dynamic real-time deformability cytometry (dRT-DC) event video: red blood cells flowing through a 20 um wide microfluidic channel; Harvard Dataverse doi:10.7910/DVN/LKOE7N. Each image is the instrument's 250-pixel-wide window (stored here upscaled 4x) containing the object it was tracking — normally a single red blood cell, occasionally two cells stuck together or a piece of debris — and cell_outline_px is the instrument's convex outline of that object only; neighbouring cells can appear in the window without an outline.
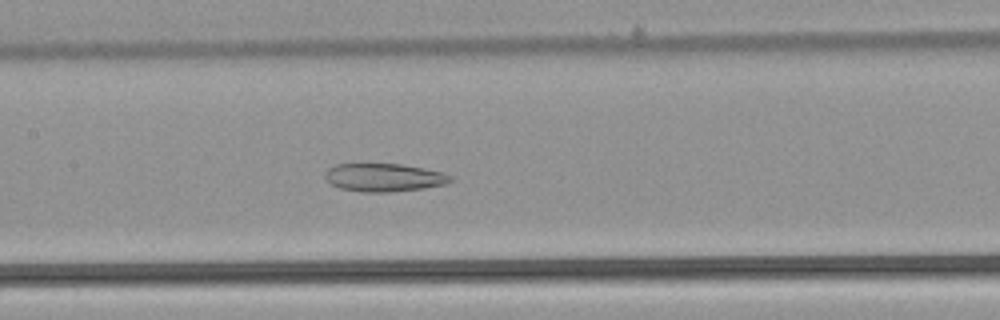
{"species": "common noctule bat (a hibernating species)", "species_latin": "Nyctalus noctula", "temperature_condition": "warm", "stored_images_in_passage": 53, "camera_frame_rate_fps": 3000, "um_per_image_px": 0.085, "animal": {"sex": "male", "body_mass_g": 21.5, "forearm_length_mm": 52.0}, "frame": {"image": 1, "passage_image": 26, "time_ms": 8.333, "image_size_px": [1000, 320], "cell_outline_px": [[452, 180], [444, 184], [424, 188], [388, 192], [360, 192], [340, 188], [332, 184], [324, 176], [324, 172], [328, 168], [336, 164], [400, 164], [424, 168], [444, 172], [452, 176]], "centroid_in_image_um": [32.63, 15.08], "position_along_channel_um": 174.8, "area_um2": 20.52}}
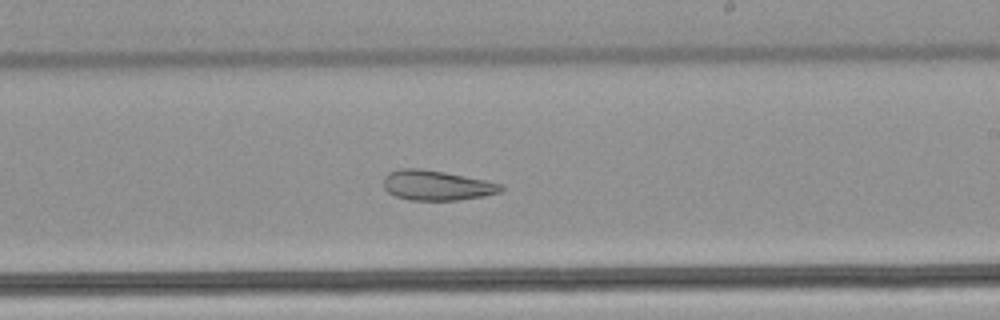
{"frame": {"image": 2, "passage_image": 32, "time_ms": 10.333, "image_size_px": [1000, 320], "cell_outline_px": [[504, 188], [500, 192], [484, 196], [460, 200], [408, 200], [396, 196], [388, 192], [384, 188], [384, 176], [388, 172], [400, 168], [420, 168], [444, 172], [504, 184]], "centroid_in_image_um": [37.11, 15.75], "position_along_channel_um": 251.9, "area_um2": 20.58}}
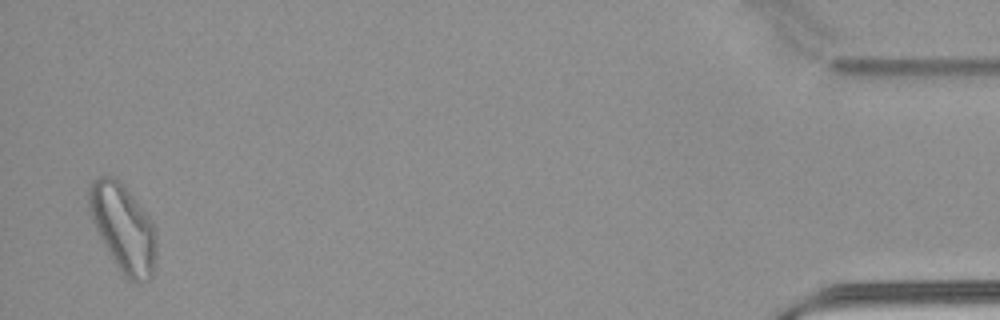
{"frame": {"image": 3, "passage_image": 52, "time_ms": 17.0, "image_size_px": [1000, 320], "cell_outline_px": [[156, 256], [152, 276], [144, 284], [132, 284], [120, 272], [108, 252], [92, 220], [88, 208], [88, 188], [100, 176], [112, 176], [132, 196], [148, 216], [156, 228]], "centroid_in_image_um": [10.49, 19.47], "position_along_channel_um": 424.7, "area_um2": 34.22}, "authors_computed_cell_mechanics": {"area_um2": 28.4954, "velocity_mm_per_s": 3.8733, "shape_relaxation_time_tau1_ms": null, "shape_relaxation_time_tau2_ms": 3.7889, "deformation_change_tau1": null, "deformation_change_tau2": 0.1199}}